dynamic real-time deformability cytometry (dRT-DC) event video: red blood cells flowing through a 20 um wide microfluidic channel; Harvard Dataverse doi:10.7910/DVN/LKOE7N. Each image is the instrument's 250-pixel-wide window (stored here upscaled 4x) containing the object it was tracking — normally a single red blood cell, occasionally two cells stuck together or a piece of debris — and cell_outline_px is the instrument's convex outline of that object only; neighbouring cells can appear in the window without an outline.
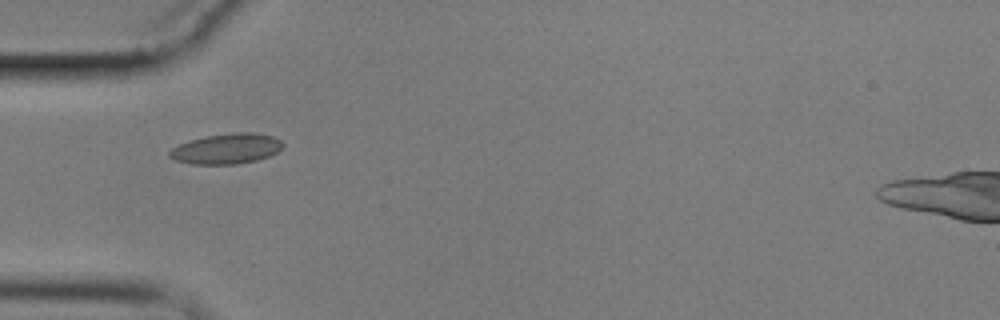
{"species": "common noctule bat (a hibernating species)", "species_latin": "Nyctalus noctula", "temperature_condition": "cold", "stored_images_in_passage": 6, "camera_frame_rate_fps": 3000, "um_per_image_px": 0.085, "animal": {"sex": "male", "body_mass_g": 17.9}, "frame": {"image": 1, "passage_image": 5, "time_ms": 4.667, "image_size_px": [1000, 320], "cell_outline_px": [[284, 144], [276, 152], [268, 156], [256, 160], [236, 164], [192, 164], [172, 160], [168, 156], [168, 152], [172, 148], [180, 144], [192, 140], [208, 136], [232, 132], [252, 132], [272, 136], [280, 140]], "centroid_in_image_um": [19.22, 12.65], "position_along_channel_um": 65.8, "area_um2": 19.88}}
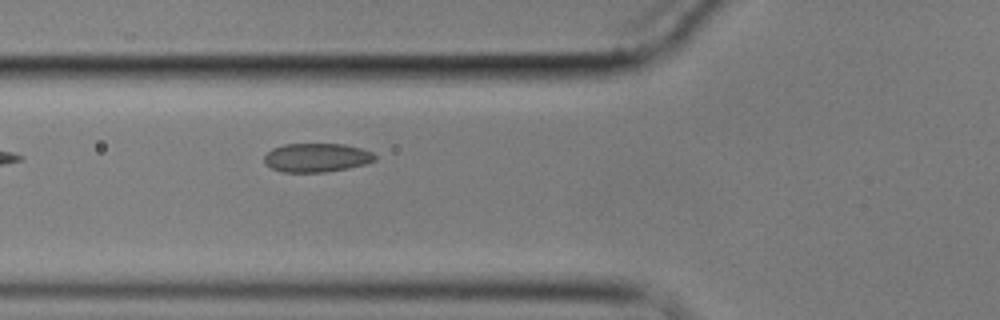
{"frame": {"image": 2, "passage_image": 6, "time_ms": 5.667, "image_size_px": [1000, 320], "cell_outline_px": [[376, 160], [364, 164], [348, 168], [324, 172], [284, 172], [272, 168], [264, 164], [264, 156], [272, 148], [284, 144], [344, 144], [360, 148], [372, 152], [376, 156]], "centroid_in_image_um": [26.9, 13.39], "position_along_channel_um": 98.9, "area_um2": 18.55}}